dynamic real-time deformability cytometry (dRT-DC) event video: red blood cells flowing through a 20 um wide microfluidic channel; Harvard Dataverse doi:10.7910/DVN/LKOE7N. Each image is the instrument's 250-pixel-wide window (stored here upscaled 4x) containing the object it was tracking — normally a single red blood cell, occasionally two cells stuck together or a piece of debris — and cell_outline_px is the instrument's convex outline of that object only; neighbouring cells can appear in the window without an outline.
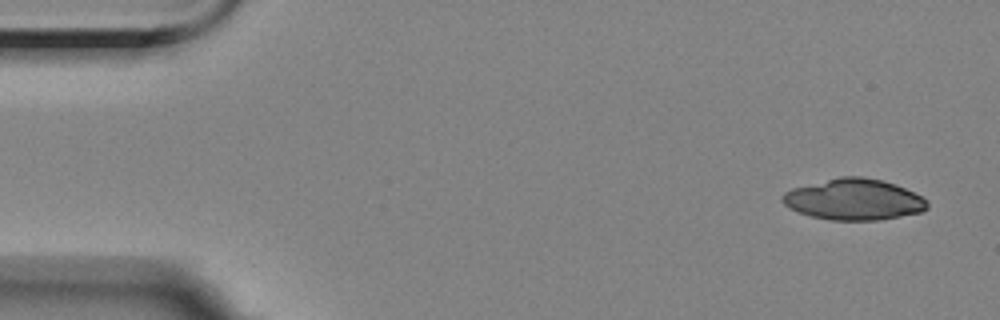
{"species": "Egyptian fruit bat (a non-hibernating species)", "species_latin": "Rousettus aegyptiacus", "temperature_condition": "room temperature", "stored_images_in_passage": 4, "camera_frame_rate_fps": 3000, "um_per_image_px": 0.085, "animal": {"sex": "female"}, "frame": {"image": 1, "passage_image": 1, "time_ms": 0.0, "image_size_px": [1000, 320], "cell_outline_px": [[928, 208], [920, 212], [880, 220], [832, 220], [812, 216], [800, 212], [784, 204], [780, 200], [780, 196], [784, 192], [792, 188], [840, 176], [860, 176], [884, 180], [896, 184], [928, 200]], "centroid_in_image_um": [72.58, 16.94], "position_along_channel_um": 12.4, "area_um2": 34.62}}